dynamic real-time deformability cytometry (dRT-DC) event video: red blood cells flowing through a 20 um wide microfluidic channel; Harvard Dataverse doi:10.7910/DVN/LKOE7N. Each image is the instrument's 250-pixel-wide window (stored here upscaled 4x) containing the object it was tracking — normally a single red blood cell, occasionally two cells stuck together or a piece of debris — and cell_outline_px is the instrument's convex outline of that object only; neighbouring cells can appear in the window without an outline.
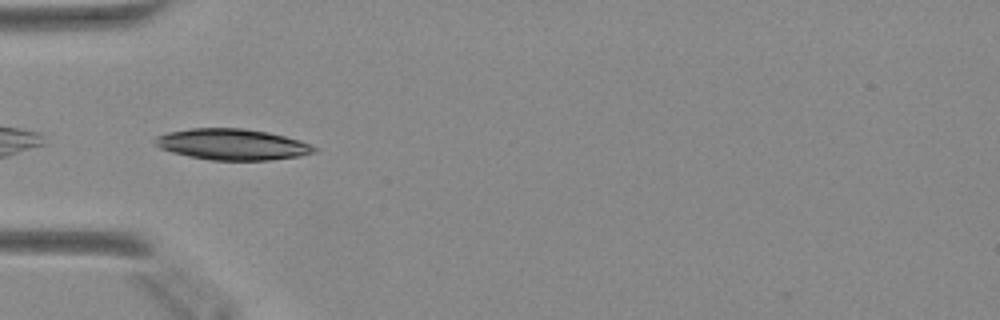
{"species": "Egyptian fruit bat (a non-hibernating species)", "species_latin": "Rousettus aegyptiacus", "temperature_condition": "warm", "stored_images_in_passage": 30, "camera_frame_rate_fps": 3000, "um_per_image_px": 0.085, "animal": {"sex": "female"}, "frame": {"image": 1, "passage_image": 1, "time_ms": 0.0, "image_size_px": [1000, 320], "cell_outline_px": [[320, 148], [316, 152], [300, 156], [268, 160], [212, 160], [188, 156], [172, 152], [160, 148], [156, 144], [156, 136], [168, 132], [192, 128], [244, 128], [268, 132], [300, 140]], "centroid_in_image_um": [19.79, 12.27], "position_along_channel_um": 65.2, "area_um2": 28.78}}
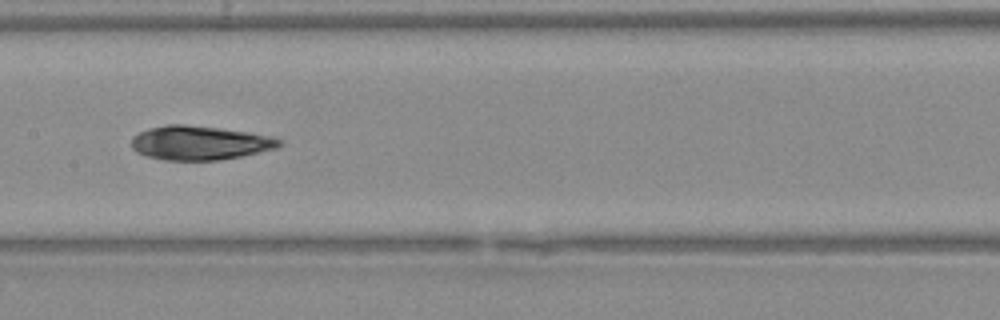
{"frame": {"image": 2, "passage_image": 10, "time_ms": 3.0, "image_size_px": [1000, 320], "cell_outline_px": [[280, 144], [276, 148], [240, 156], [220, 160], [164, 160], [144, 156], [136, 152], [132, 148], [132, 136], [148, 128], [168, 124], [180, 124], [216, 128], [244, 132], [268, 136], [280, 140]], "centroid_in_image_um": [16.88, 12.15], "position_along_channel_um": 190.5, "area_um2": 28.9}}
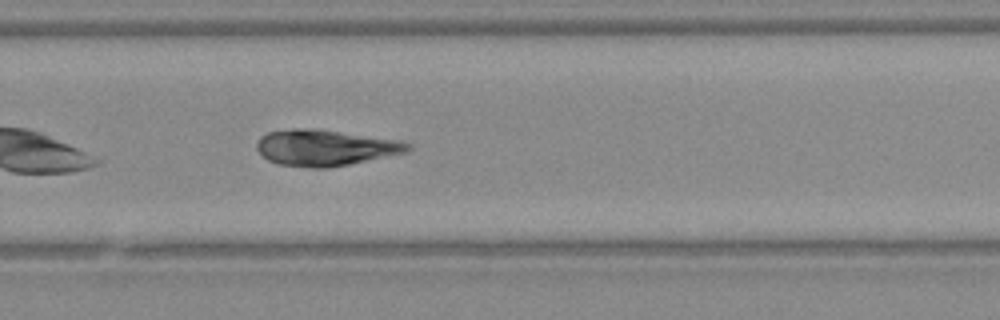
{"frame": {"image": 3, "passage_image": 18, "time_ms": 5.667, "image_size_px": [1000, 320], "cell_outline_px": [[412, 148], [408, 152], [348, 164], [324, 168], [308, 168], [276, 164], [268, 160], [256, 148], [256, 144], [260, 136], [268, 132], [292, 128], [300, 128], [336, 132], [400, 140], [412, 144]], "centroid_in_image_um": [27.62, 12.57], "position_along_channel_um": 302.2, "area_um2": 31.39}}